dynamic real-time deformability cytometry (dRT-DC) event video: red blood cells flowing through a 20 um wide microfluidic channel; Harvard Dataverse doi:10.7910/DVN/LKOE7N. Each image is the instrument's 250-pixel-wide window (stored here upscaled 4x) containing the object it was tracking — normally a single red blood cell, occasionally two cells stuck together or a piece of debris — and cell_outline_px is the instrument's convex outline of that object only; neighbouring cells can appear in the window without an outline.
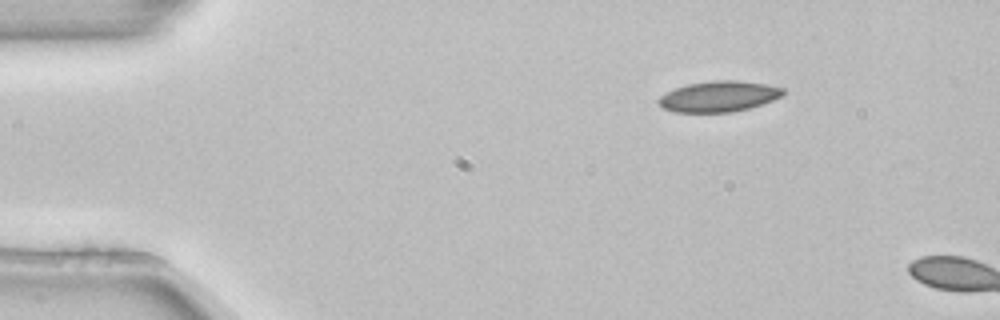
{"species": "common noctule bat (a hibernating species)", "species_latin": "Nyctalus noctula", "temperature_condition": "room temperature", "stored_images_in_passage": 3, "camera_frame_rate_fps": 3000, "um_per_image_px": 0.085, "animal": {"sex": "female", "body_mass_g": 22.7, "forearm_length_mm": 54.2}, "frame": {"image": 1, "passage_image": 1, "time_ms": 0.0, "image_size_px": [1000, 320], "cell_outline_px": [[784, 92], [780, 96], [772, 100], [748, 108], [732, 112], [676, 112], [664, 108], [656, 100], [660, 96], [676, 88], [688, 84], [712, 80], [740, 80], [768, 84], [784, 88]], "centroid_in_image_um": [61.1, 8.18], "position_along_channel_um": 23.9, "area_um2": 22.14}}